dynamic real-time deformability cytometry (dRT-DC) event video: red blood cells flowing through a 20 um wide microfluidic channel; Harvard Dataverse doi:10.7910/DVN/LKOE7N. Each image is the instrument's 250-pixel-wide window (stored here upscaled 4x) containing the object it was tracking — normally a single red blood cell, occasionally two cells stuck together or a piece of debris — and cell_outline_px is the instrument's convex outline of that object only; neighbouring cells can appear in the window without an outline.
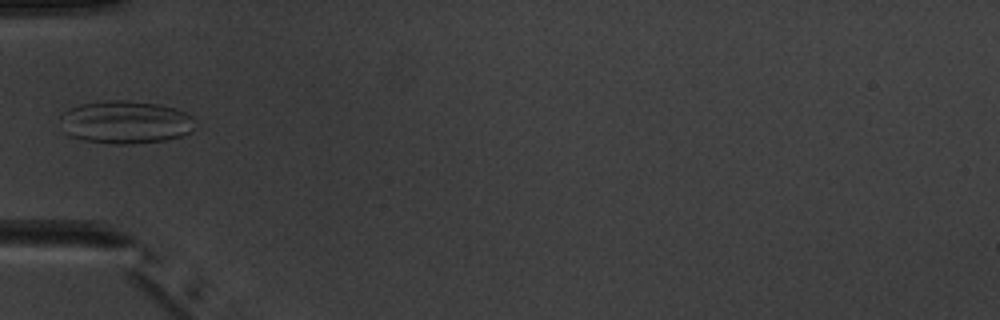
{"species": "common noctule bat (a hibernating species)", "species_latin": "Nyctalus noctula", "temperature_condition": "warm", "stored_images_in_passage": 4, "camera_frame_rate_fps": 3000, "um_per_image_px": 0.085, "animal": {"sex": "male", "body_mass_g": 20.1, "forearm_length_mm": 53.5}, "frame": {"image": 1, "passage_image": 4, "time_ms": 3.333, "image_size_px": [1000, 320], "cell_outline_px": [[192, 128], [188, 132], [180, 136], [164, 140], [132, 144], [108, 144], [84, 140], [68, 136], [64, 132], [64, 112], [68, 108], [80, 104], [104, 100], [124, 100], [160, 104], [184, 112], [192, 116]], "centroid_in_image_um": [10.64, 10.38], "position_along_channel_um": 74.4, "area_um2": 33.35}}